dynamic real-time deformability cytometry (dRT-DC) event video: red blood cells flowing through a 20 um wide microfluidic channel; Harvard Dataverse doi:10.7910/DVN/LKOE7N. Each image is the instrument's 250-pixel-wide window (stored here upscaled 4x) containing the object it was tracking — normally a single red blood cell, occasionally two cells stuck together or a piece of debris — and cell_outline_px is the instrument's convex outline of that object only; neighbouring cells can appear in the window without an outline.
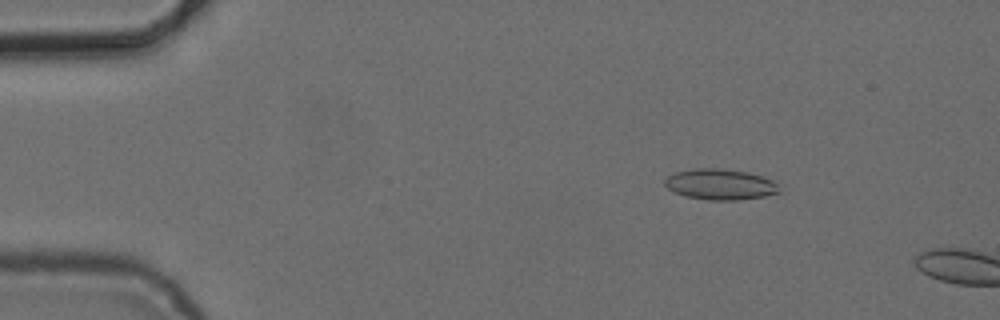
{"species": "common noctule bat (a hibernating species)", "species_latin": "Nyctalus noctula", "temperature_condition": "cold", "stored_images_in_passage": 3, "camera_frame_rate_fps": 3000, "um_per_image_px": 0.085, "animal": {"sex": "female", "body_mass_g": 24.6, "forearm_length_mm": 56.2}, "frame": {"image": 1, "passage_image": 2, "time_ms": 1.0, "image_size_px": [1000, 320], "cell_outline_px": [[780, 192], [764, 196], [736, 200], [708, 200], [684, 196], [668, 188], [664, 184], [664, 180], [668, 176], [676, 172], [692, 168], [720, 168], [748, 172], [772, 180], [776, 184]], "centroid_in_image_um": [61.19, 15.66], "position_along_channel_um": 23.8, "area_um2": 20.4}}